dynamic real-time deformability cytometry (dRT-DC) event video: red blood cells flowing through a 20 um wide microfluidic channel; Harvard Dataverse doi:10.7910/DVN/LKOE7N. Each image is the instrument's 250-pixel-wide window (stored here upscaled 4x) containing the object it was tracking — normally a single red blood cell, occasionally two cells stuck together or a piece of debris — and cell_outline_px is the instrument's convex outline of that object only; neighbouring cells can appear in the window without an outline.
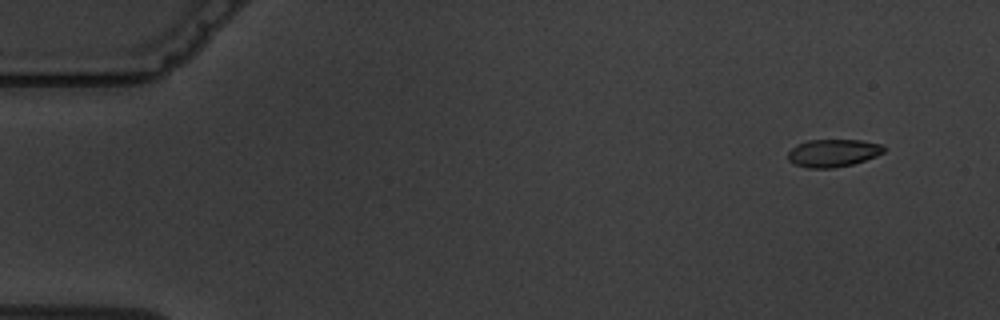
{"species": "common noctule bat (a hibernating species)", "species_latin": "Nyctalus noctula", "temperature_condition": "warm", "stored_images_in_passage": 6, "camera_frame_rate_fps": 3000, "um_per_image_px": 0.085, "animal": {"sex": "male", "body_mass_g": 19.5, "forearm_length_mm": 54.6}, "frame": {"image": 1, "passage_image": 2, "time_ms": 1.333, "image_size_px": [1000, 320], "cell_outline_px": [[884, 152], [876, 156], [852, 164], [832, 168], [808, 168], [796, 164], [788, 160], [788, 152], [796, 144], [808, 140], [860, 140], [884, 144]], "centroid_in_image_um": [70.81, 12.99], "position_along_channel_um": 14.2, "area_um2": 15.43}}